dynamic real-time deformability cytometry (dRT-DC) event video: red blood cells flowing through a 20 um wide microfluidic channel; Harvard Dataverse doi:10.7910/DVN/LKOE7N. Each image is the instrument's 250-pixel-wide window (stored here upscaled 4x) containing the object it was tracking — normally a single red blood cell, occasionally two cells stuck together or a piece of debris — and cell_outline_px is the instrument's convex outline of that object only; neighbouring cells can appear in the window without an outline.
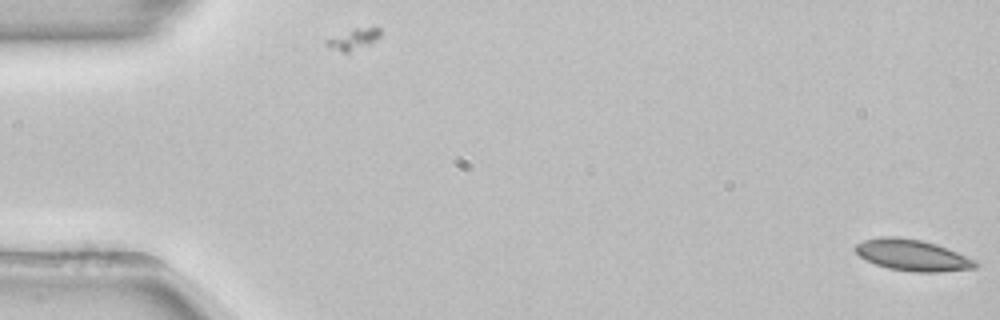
{"species": "common noctule bat (a hibernating species)", "species_latin": "Nyctalus noctula", "temperature_condition": "room temperature", "stored_images_in_passage": 54, "camera_frame_rate_fps": 3000, "um_per_image_px": 0.085, "animal": {"sex": "female", "body_mass_g": 22.7, "forearm_length_mm": 54.2}, "frame": {"image": 1, "passage_image": 1, "time_ms": 0.0, "image_size_px": [1000, 320], "cell_outline_px": [[980, 264], [976, 268], [936, 272], [916, 272], [888, 268], [876, 264], [860, 256], [852, 248], [856, 244], [864, 240], [880, 236], [896, 236], [920, 240], [936, 244], [976, 260]], "centroid_in_image_um": [77.54, 21.68], "position_along_channel_um": 7.5, "area_um2": 21.79}}
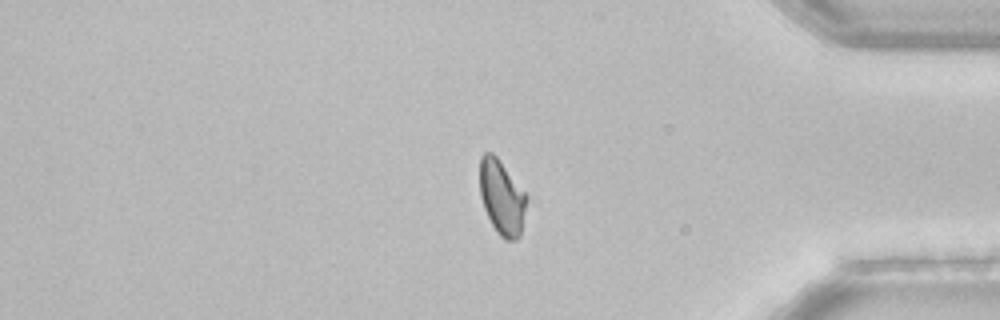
{"frame": {"image": 2, "passage_image": 45, "time_ms": 14.667, "image_size_px": [1000, 320], "cell_outline_px": [[528, 200], [520, 236], [516, 240], [504, 240], [496, 232], [484, 208], [480, 196], [480, 156], [484, 152], [492, 152], [496, 156], [528, 196]], "centroid_in_image_um": [42.66, 16.79], "position_along_channel_um": 392.5, "area_um2": 20.46}}
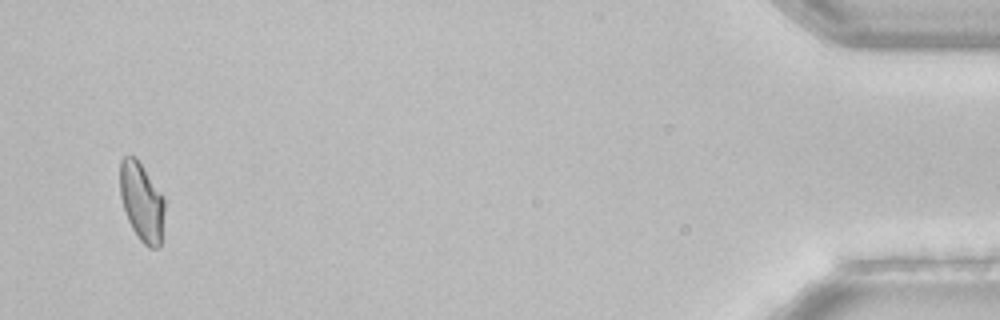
{"frame": {"image": 3, "passage_image": 52, "time_ms": 17.0, "image_size_px": [1000, 320], "cell_outline_px": [[164, 212], [160, 248], [148, 248], [140, 240], [132, 228], [128, 220], [120, 196], [120, 160], [124, 156], [136, 156], [164, 196]], "centroid_in_image_um": [12.05, 17.14], "position_along_channel_um": 423.1, "area_um2": 20.58}, "authors_computed_cell_mechanics": {"area_um2": 21.2993, "velocity_mm_per_s": 3.8546, "shape_relaxation_time_tau1_ms": 7.8191, "shape_relaxation_time_tau2_ms": 7.2819, "deformation_change_tau1": 0.1386, "deformation_change_tau2": 0.0868}}